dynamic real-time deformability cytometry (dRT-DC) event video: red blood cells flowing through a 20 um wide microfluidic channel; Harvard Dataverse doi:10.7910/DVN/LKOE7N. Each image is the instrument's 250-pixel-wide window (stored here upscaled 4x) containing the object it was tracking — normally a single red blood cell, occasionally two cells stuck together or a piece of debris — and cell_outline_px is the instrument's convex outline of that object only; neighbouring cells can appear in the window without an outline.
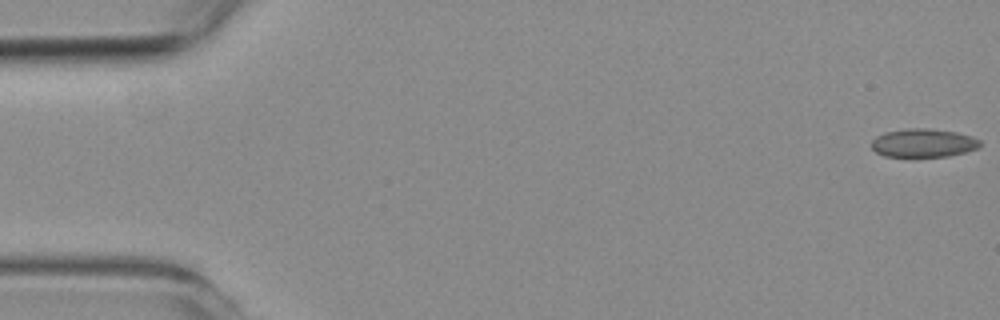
{"species": "common noctule bat (a hibernating species)", "species_latin": "Nyctalus noctula", "temperature_condition": "room temperature", "stored_images_in_passage": 55, "camera_frame_rate_fps": 3000, "um_per_image_px": 0.085, "animal": {"sex": "female", "body_mass_g": 19.3, "forearm_length_mm": 54.1}, "frame": {"image": 1, "passage_image": 1, "time_ms": 0.0, "image_size_px": [1000, 320], "cell_outline_px": [[980, 148], [948, 156], [884, 156], [876, 152], [872, 148], [872, 140], [876, 136], [884, 132], [908, 128], [928, 128], [956, 132], [972, 136], [980, 140]], "centroid_in_image_um": [78.49, 12.14], "position_along_channel_um": 6.5, "area_um2": 17.98}}
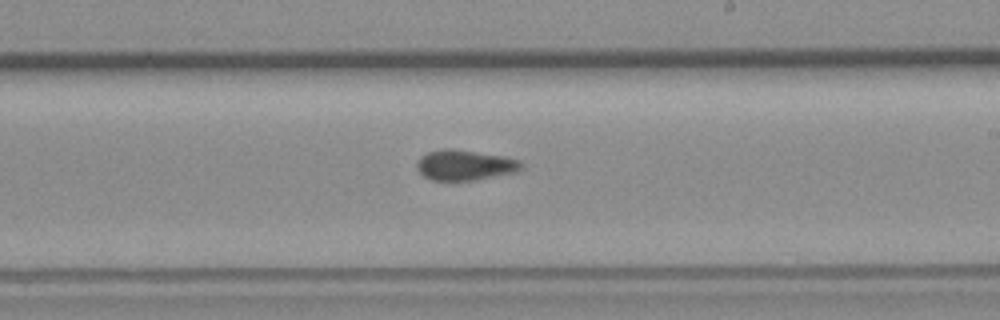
{"frame": {"image": 2, "passage_image": 32, "time_ms": 10.333, "image_size_px": [1000, 320], "cell_outline_px": [[524, 168], [520, 172], [476, 180], [448, 184], [432, 180], [424, 176], [420, 172], [416, 164], [420, 156], [428, 152], [444, 148], [448, 148], [500, 156], [520, 160], [524, 164]], "centroid_in_image_um": [39.52, 14.09], "position_along_channel_um": 249.5, "area_um2": 19.13}}
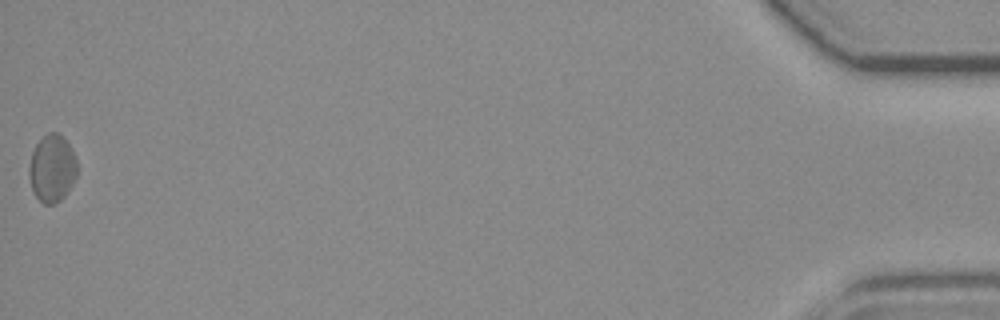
{"frame": {"image": 3, "passage_image": 55, "time_ms": 18.0, "image_size_px": [1000, 320], "cell_outline_px": [[76, 176], [72, 184], [64, 196], [60, 200], [52, 204], [44, 204], [36, 196], [32, 188], [28, 172], [28, 168], [32, 152], [36, 144], [48, 132], [56, 132], [64, 136], [72, 148], [76, 160]], "centroid_in_image_um": [4.43, 14.28], "position_along_channel_um": 430.8, "area_um2": 18.79}, "authors_computed_cell_mechanics": {"area_um2": 18.0336, "velocity_mm_per_s": 3.7446, "shape_relaxation_time_tau1_ms": 6.251, "shape_relaxation_time_tau2_ms": null, "deformation_change_tau1": 0.0802, "deformation_change_tau2": null}}